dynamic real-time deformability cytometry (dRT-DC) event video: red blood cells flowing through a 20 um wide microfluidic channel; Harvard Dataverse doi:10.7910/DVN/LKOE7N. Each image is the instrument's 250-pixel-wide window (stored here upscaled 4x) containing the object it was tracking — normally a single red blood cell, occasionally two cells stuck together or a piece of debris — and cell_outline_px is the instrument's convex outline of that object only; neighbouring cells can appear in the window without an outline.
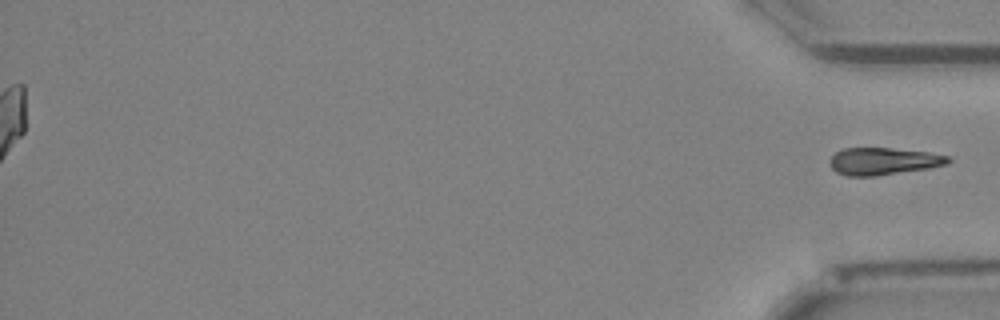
{"species": "Egyptian fruit bat (a non-hibernating species)", "species_latin": "Rousettus aegyptiacus", "temperature_condition": "cold", "stored_images_in_passage": 44, "segment_of_instrument_passage": [2, 2], "camera_frame_rate_fps": 3000, "um_per_image_px": 0.085, "animal": {"sex": "female"}, "frame": {"image": 1, "passage_image": 44, "time_ms": 14.333, "image_size_px": [1000, 320], "cell_outline_px": [[952, 160], [948, 164], [928, 168], [876, 176], [848, 176], [836, 172], [832, 168], [832, 156], [836, 152], [844, 148], [888, 148], [928, 152], [948, 156]], "centroid_in_image_um": [75.11, 13.71], "position_along_channel_um": 360.1, "area_um2": 18.55}}